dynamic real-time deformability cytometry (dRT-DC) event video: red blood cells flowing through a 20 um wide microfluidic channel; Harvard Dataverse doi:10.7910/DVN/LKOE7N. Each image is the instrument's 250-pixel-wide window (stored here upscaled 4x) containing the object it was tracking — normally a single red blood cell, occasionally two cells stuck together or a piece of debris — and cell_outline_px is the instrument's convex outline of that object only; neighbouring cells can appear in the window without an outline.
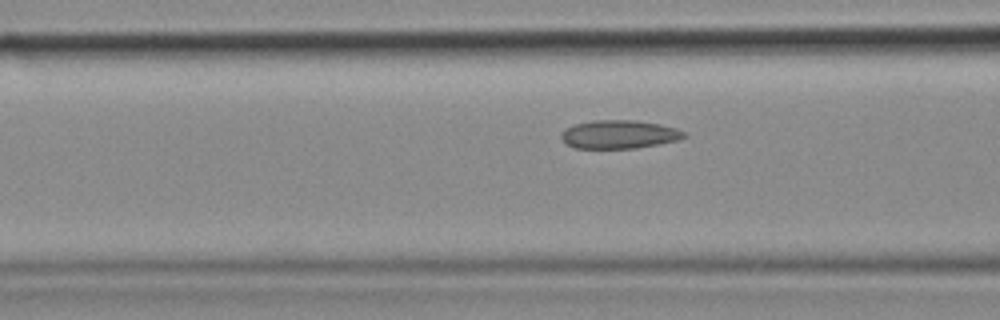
{"species": "common noctule bat (a hibernating species)", "species_latin": "Nyctalus noctula", "temperature_condition": "cold", "stored_images_in_passage": 10, "camera_frame_rate_fps": 3000, "um_per_image_px": 0.085, "animal": {"sex": "female", "body_mass_g": 18.4}, "frame": {"image": 1, "passage_image": 4, "time_ms": 1.0, "image_size_px": [1000, 320], "cell_outline_px": [[688, 136], [676, 140], [636, 148], [576, 148], [568, 144], [560, 136], [568, 128], [576, 124], [592, 120], [636, 120], [660, 124], [676, 128], [684, 132]], "centroid_in_image_um": [52.66, 11.41], "position_along_channel_um": 113.9, "area_um2": 20.0}}